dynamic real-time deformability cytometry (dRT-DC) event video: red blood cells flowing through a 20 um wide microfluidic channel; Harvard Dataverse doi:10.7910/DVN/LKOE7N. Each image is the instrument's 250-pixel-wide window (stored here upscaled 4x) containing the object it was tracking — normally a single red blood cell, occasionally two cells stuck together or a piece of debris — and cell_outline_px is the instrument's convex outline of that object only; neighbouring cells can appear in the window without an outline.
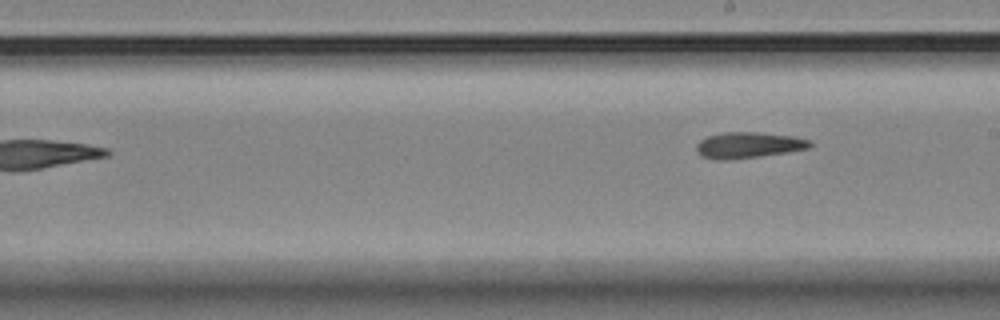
{"species": "Egyptian fruit bat (a non-hibernating species)", "species_latin": "Rousettus aegyptiacus", "temperature_condition": "room temperature", "stored_images_in_passage": 11, "segment_of_instrument_passage": [2, 2], "camera_frame_rate_fps": 3000, "um_per_image_px": 0.085, "animal": {"sex": "female"}, "frame": {"image": 1, "passage_image": 11, "time_ms": 12.333, "image_size_px": [1000, 320], "cell_outline_px": [[812, 144], [808, 148], [788, 152], [724, 160], [716, 160], [704, 156], [696, 152], [696, 144], [700, 140], [708, 136], [724, 132], [760, 132], [792, 136], [808, 140]], "centroid_in_image_um": [63.58, 12.32], "position_along_channel_um": 225.4, "area_um2": 16.94}}